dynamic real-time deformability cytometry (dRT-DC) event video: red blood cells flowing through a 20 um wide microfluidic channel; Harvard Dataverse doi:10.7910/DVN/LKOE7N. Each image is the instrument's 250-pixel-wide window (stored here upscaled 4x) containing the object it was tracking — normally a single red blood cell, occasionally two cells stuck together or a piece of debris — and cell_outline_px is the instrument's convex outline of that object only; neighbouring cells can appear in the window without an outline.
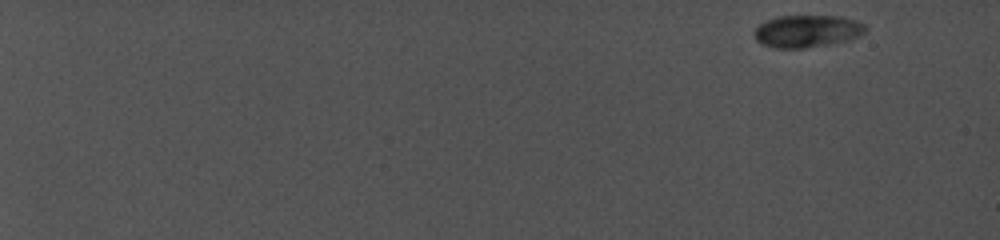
{"species": "common noctule bat (a hibernating species)", "species_latin": "Nyctalus noctula", "temperature_condition": "cold", "stored_images_in_passage": 42, "camera_frame_rate_fps": 5000, "um_per_image_px": 0.085, "animal": {"sex": "female", "body_mass_g": 19.0, "forearm_length_mm": 56.7}, "frame": {"image": 1, "passage_image": 1, "time_ms": 0.0, "image_size_px": [1000, 240], "cell_outline_px": [[868, 28], [864, 32], [848, 40], [828, 44], [804, 48], [772, 48], [760, 44], [756, 40], [756, 28], [760, 24], [768, 20], [780, 16], [840, 16], [856, 20], [864, 24]], "centroid_in_image_um": [68.61, 2.65], "position_along_channel_um": 16.4, "area_um2": 20.75}}
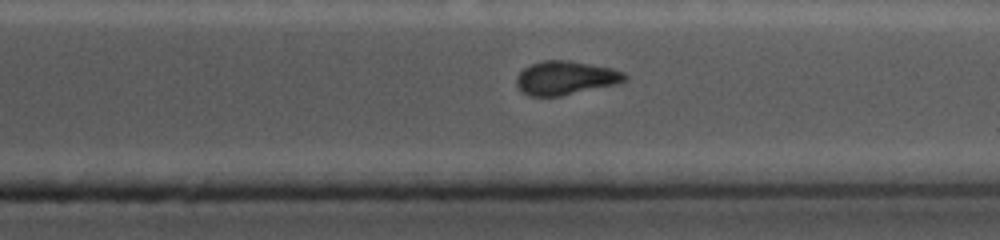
{"frame": {"image": 2, "passage_image": 38, "time_ms": 15.4, "image_size_px": [1000, 240], "cell_outline_px": [[628, 80], [616, 84], [560, 96], [528, 96], [516, 84], [516, 76], [524, 68], [532, 64], [544, 60], [568, 60], [612, 68], [624, 72], [628, 76]], "centroid_in_image_um": [48.09, 6.62], "position_along_channel_um": 363.3, "area_um2": 21.21}}
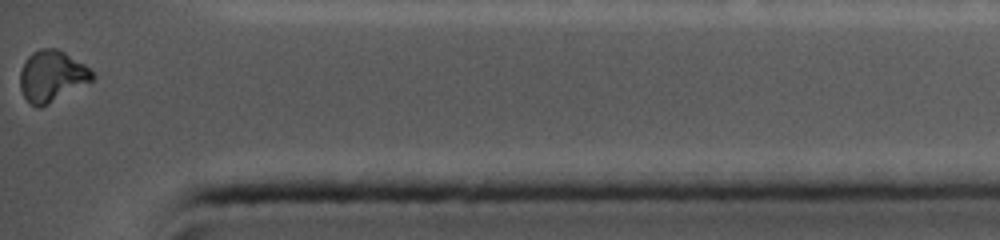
{"frame": {"image": 3, "passage_image": 42, "time_ms": 17.2, "image_size_px": [1000, 240], "cell_outline_px": [[96, 76], [92, 80], [48, 104], [40, 108], [32, 104], [24, 96], [20, 88], [20, 72], [28, 56], [32, 52], [40, 48], [56, 48], [64, 52], [84, 64]], "centroid_in_image_um": [4.39, 6.45], "position_along_channel_um": 430.8, "area_um2": 21.15}, "authors_computed_cell_mechanics": {"area_um2": 21.8195, "velocity_mm_per_s": 3.924, "shape_relaxation_time_tau1_ms": null, "shape_relaxation_time_tau2_ms": 2.1631, "deformation_change_tau1": null, "deformation_change_tau2": 0.0383}}